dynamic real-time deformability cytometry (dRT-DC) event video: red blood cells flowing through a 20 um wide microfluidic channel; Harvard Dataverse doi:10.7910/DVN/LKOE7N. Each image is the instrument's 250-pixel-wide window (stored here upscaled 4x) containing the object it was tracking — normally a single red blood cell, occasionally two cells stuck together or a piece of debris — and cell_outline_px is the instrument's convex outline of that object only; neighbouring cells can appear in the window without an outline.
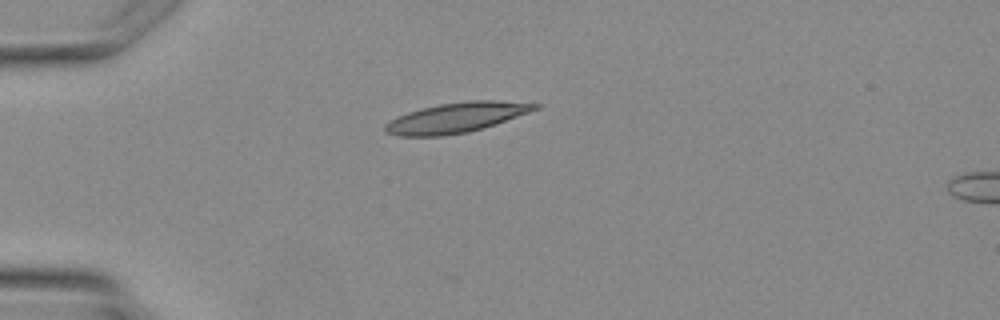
{"species": "Egyptian fruit bat (a non-hibernating species)", "species_latin": "Rousettus aegyptiacus", "temperature_condition": "warm", "stored_images_in_passage": 3, "camera_frame_rate_fps": 3000, "um_per_image_px": 0.085, "animal": {"sex": "female"}, "frame": {"image": 1, "passage_image": 3, "time_ms": 3.667, "image_size_px": [1000, 320], "cell_outline_px": [[540, 108], [468, 132], [444, 136], [400, 136], [388, 132], [384, 128], [384, 124], [388, 120], [396, 116], [408, 112], [440, 104], [472, 100], [496, 100], [540, 104]], "centroid_in_image_um": [38.73, 9.99], "position_along_channel_um": 46.3, "area_um2": 25.72}}